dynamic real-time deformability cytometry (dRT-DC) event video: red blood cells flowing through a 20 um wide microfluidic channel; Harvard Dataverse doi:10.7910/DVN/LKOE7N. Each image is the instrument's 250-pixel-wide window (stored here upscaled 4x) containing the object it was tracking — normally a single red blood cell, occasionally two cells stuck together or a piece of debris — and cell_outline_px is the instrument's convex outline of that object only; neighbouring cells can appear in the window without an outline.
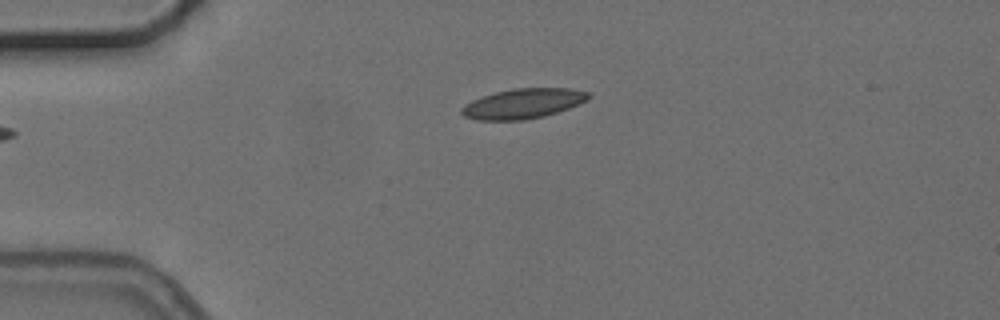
{"species": "common noctule bat (a hibernating species)", "species_latin": "Nyctalus noctula", "temperature_condition": "cold", "stored_images_in_passage": 4, "camera_frame_rate_fps": 3000, "um_per_image_px": 0.085, "animal": {"sex": "female", "body_mass_g": 24.6, "forearm_length_mm": 56.2}, "frame": {"image": 1, "passage_image": 4, "time_ms": 3.333, "image_size_px": [1000, 320], "cell_outline_px": [[592, 96], [588, 100], [580, 104], [544, 116], [524, 120], [476, 120], [464, 116], [460, 112], [460, 108], [472, 100], [496, 92], [512, 88], [572, 88], [588, 92]], "centroid_in_image_um": [44.48, 8.8], "position_along_channel_um": 40.5, "area_um2": 22.2}}